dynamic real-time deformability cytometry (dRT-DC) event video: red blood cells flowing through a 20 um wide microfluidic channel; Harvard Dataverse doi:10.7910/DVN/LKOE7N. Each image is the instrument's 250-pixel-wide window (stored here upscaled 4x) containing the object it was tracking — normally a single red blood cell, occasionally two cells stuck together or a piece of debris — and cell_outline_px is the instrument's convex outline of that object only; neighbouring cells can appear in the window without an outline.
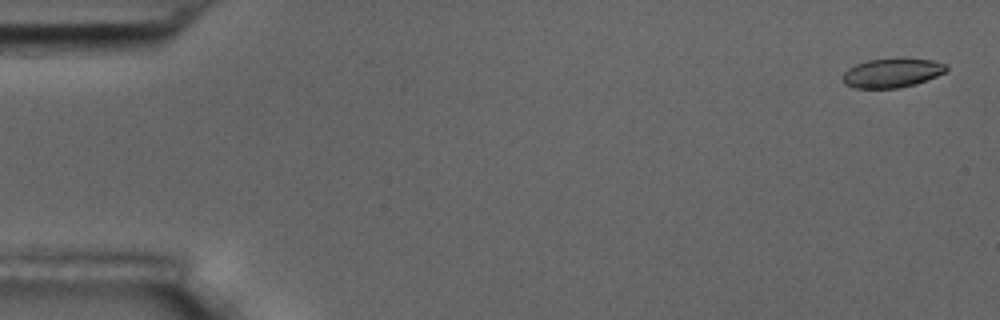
{"species": "common noctule bat (a hibernating species)", "species_latin": "Nyctalus noctula", "temperature_condition": "room temperature", "stored_images_in_passage": 56, "camera_frame_rate_fps": 3000, "um_per_image_px": 0.085, "animal": {"sex": "male", "body_mass_g": 17.5, "forearm_length_mm": 52.3}, "frame": {"image": 1, "passage_image": 2, "time_ms": 0.333, "image_size_px": [1000, 320], "cell_outline_px": [[948, 68], [944, 72], [936, 76], [916, 84], [900, 88], [856, 88], [844, 84], [840, 80], [840, 76], [848, 68], [856, 64], [868, 60], [932, 60], [948, 64]], "centroid_in_image_um": [75.77, 6.23], "position_along_channel_um": 9.2, "area_um2": 17.34}}
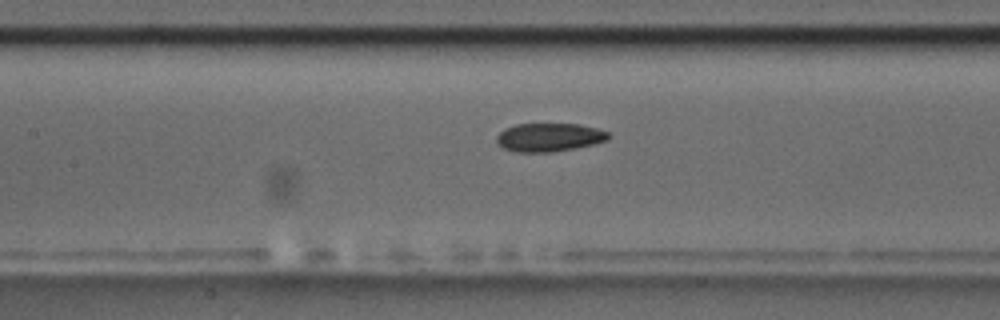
{"frame": {"image": 2, "passage_image": 26, "time_ms": 8.333, "image_size_px": [1000, 320], "cell_outline_px": [[612, 136], [608, 140], [576, 148], [552, 152], [516, 152], [504, 148], [496, 140], [496, 136], [504, 128], [516, 124], [580, 124], [596, 128], [608, 132]], "centroid_in_image_um": [46.69, 11.67], "position_along_channel_um": 160.7, "area_um2": 18.55}}
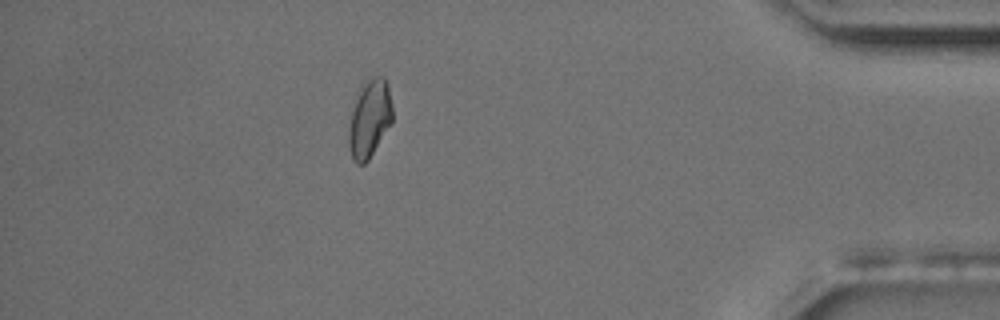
{"frame": {"image": 3, "passage_image": 50, "time_ms": 16.333, "image_size_px": [1000, 320], "cell_outline_px": [[392, 120], [368, 160], [364, 164], [356, 164], [352, 160], [348, 148], [348, 128], [356, 92], [360, 84], [368, 76], [384, 76], [388, 84], [392, 108]], "centroid_in_image_um": [31.37, 10.03], "position_along_channel_um": 403.8, "area_um2": 20.17}, "authors_computed_cell_mechanics": {"area_um2": 18.9873, "velocity_mm_per_s": 3.5928, "shape_relaxation_time_tau1_ms": 4.1946, "shape_relaxation_time_tau2_ms": 4.8421, "deformation_change_tau1": 0.1015, "deformation_change_tau2": 0.093}}